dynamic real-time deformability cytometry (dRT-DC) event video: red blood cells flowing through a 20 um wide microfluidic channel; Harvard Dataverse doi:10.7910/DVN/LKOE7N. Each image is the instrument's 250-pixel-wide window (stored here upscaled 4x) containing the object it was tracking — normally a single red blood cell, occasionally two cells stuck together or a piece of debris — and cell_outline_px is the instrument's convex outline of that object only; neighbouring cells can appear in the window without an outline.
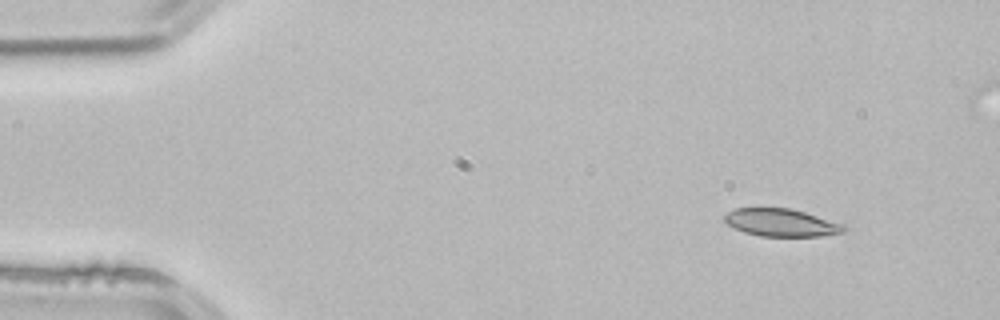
{"species": "common noctule bat (a hibernating species)", "species_latin": "Nyctalus noctula", "temperature_condition": "room temperature", "stored_images_in_passage": 4, "camera_frame_rate_fps": 3000, "um_per_image_px": 0.085, "animal": {"sex": "male", "body_mass_g": 21.5, "forearm_length_mm": 52.0}, "frame": {"image": 1, "passage_image": 1, "time_ms": 0.0, "image_size_px": [1000, 320], "cell_outline_px": [[848, 228], [844, 232], [820, 236], [760, 236], [744, 232], [728, 224], [724, 220], [724, 216], [728, 212], [736, 208], [792, 208], [844, 224]], "centroid_in_image_um": [66.44, 18.92], "position_along_channel_um": 18.6, "area_um2": 19.19}}
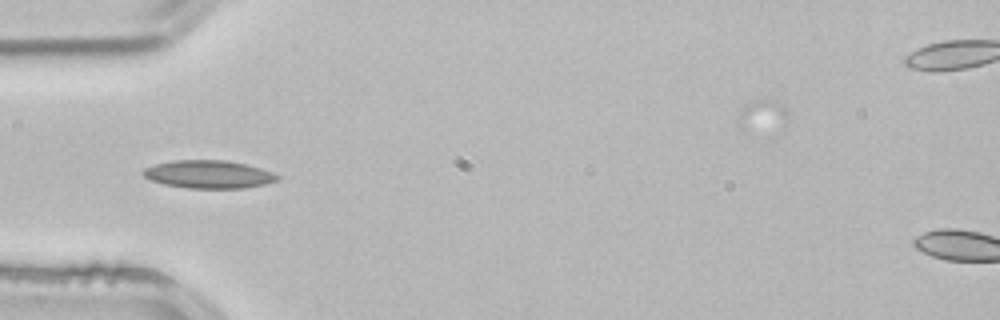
{"frame": {"image": 2, "passage_image": 3, "time_ms": 0.667, "image_size_px": [1000, 320], "cell_outline_px": [[280, 180], [264, 184], [244, 188], [188, 188], [164, 184], [152, 180], [144, 176], [144, 168], [156, 164], [176, 160], [228, 160], [260, 168], [272, 172], [280, 176]], "centroid_in_image_um": [17.77, 14.82], "position_along_channel_um": 67.2, "area_um2": 21.68}}